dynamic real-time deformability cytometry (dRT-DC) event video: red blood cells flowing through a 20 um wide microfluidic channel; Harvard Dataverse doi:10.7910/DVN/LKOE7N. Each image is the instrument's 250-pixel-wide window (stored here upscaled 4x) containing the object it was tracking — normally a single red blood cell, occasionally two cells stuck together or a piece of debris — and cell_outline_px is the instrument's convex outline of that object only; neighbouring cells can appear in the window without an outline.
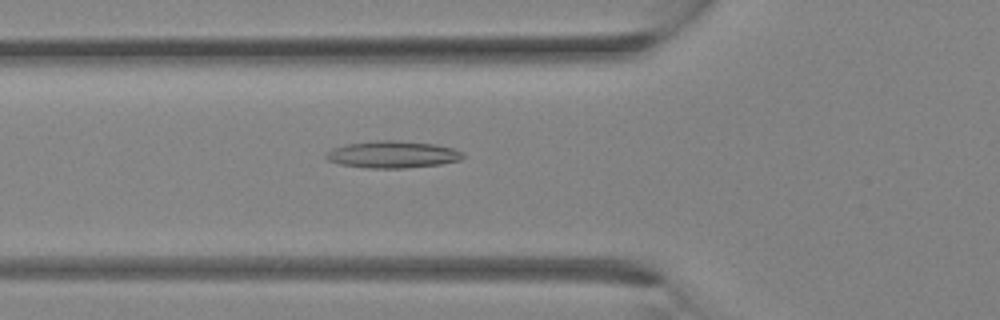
{"species": "Egyptian fruit bat (a non-hibernating species)", "species_latin": "Rousettus aegyptiacus", "temperature_condition": "room temperature", "stored_images_in_passage": 27, "camera_frame_rate_fps": 3000, "um_per_image_px": 0.085, "animal": {"sex": "female"}, "frame": {"image": 1, "passage_image": 6, "time_ms": 1.667, "image_size_px": [1000, 320], "cell_outline_px": [[464, 156], [460, 160], [440, 164], [404, 168], [368, 168], [340, 164], [328, 160], [324, 156], [324, 152], [332, 148], [348, 144], [376, 140], [396, 140], [436, 144], [452, 148], [464, 152]], "centroid_in_image_um": [33.36, 13.12], "position_along_channel_um": 92.4, "area_um2": 21.62}}
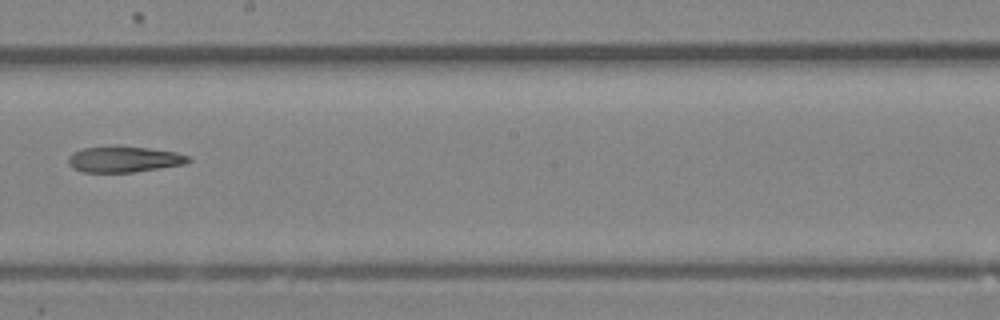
{"frame": {"image": 2, "passage_image": 13, "time_ms": 4.0, "image_size_px": [1000, 320], "cell_outline_px": [[192, 160], [184, 164], [160, 168], [132, 172], [84, 172], [72, 168], [68, 164], [68, 156], [72, 152], [84, 148], [116, 144], [148, 148], [176, 152], [188, 156]], "centroid_in_image_um": [10.5, 13.51], "position_along_channel_um": 237.7, "area_um2": 18.5}}
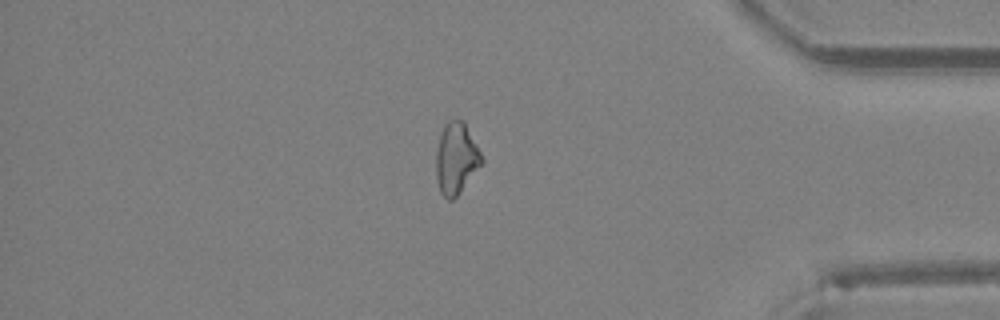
{"frame": {"image": 3, "passage_image": 22, "time_ms": 7.0, "image_size_px": [1000, 320], "cell_outline_px": [[484, 160], [456, 196], [452, 200], [448, 200], [440, 192], [436, 176], [436, 152], [440, 136], [444, 124], [448, 120], [456, 116], [464, 120]], "centroid_in_image_um": [38.76, 13.4], "position_along_channel_um": 396.4, "area_um2": 18.84}}